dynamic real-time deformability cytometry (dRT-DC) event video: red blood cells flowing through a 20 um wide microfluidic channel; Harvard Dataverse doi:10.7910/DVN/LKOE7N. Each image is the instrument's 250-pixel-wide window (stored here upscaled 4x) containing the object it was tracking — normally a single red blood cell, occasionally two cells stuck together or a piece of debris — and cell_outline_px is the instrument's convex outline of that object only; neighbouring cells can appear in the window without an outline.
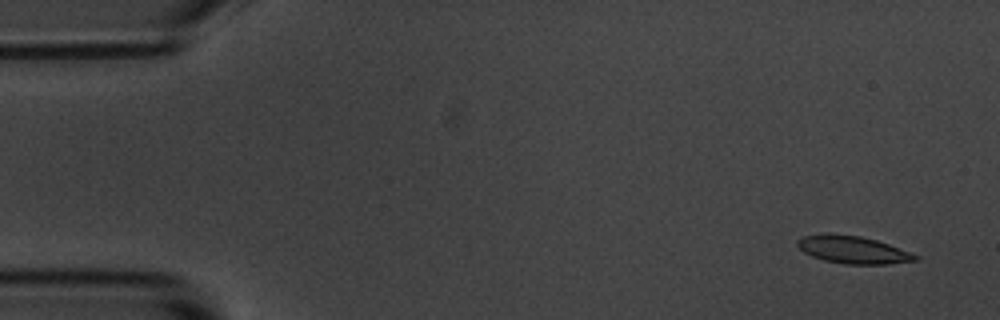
{"species": "common noctule bat (a hibernating species)", "species_latin": "Nyctalus noctula", "temperature_condition": "room temperature", "stored_images_in_passage": 10, "camera_frame_rate_fps": 3000, "um_per_image_px": 0.085, "animal": {"sex": "male", "body_mass_g": 20.1, "forearm_length_mm": 53.5}, "frame": {"image": 1, "passage_image": 1, "time_ms": 0.0, "image_size_px": [1000, 320], "cell_outline_px": [[920, 260], [888, 264], [844, 264], [824, 260], [812, 256], [804, 252], [796, 244], [796, 240], [804, 236], [860, 236], [876, 240], [888, 244], [920, 256]], "centroid_in_image_um": [72.57, 21.28], "position_along_channel_um": 12.4, "area_um2": 18.21}}
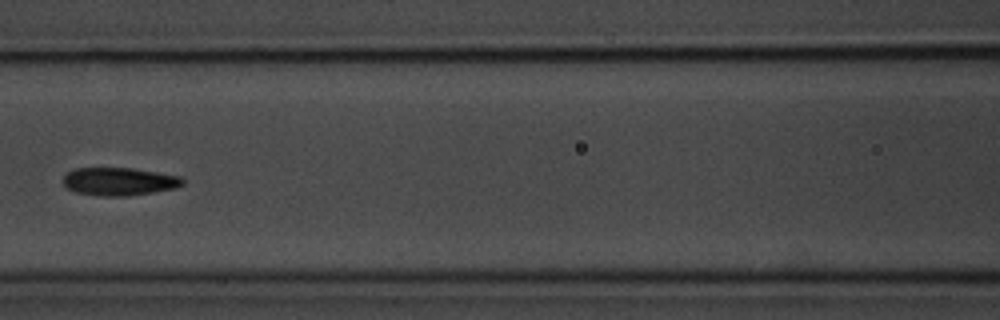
{"frame": {"image": 2, "passage_image": 7, "time_ms": 2.0, "image_size_px": [1000, 320], "cell_outline_px": [[184, 184], [176, 188], [128, 196], [96, 196], [76, 192], [64, 188], [64, 176], [68, 172], [76, 168], [132, 168], [180, 176], [184, 180]], "centroid_in_image_um": [10.11, 15.43], "position_along_channel_um": 156.5, "area_um2": 19.54}}
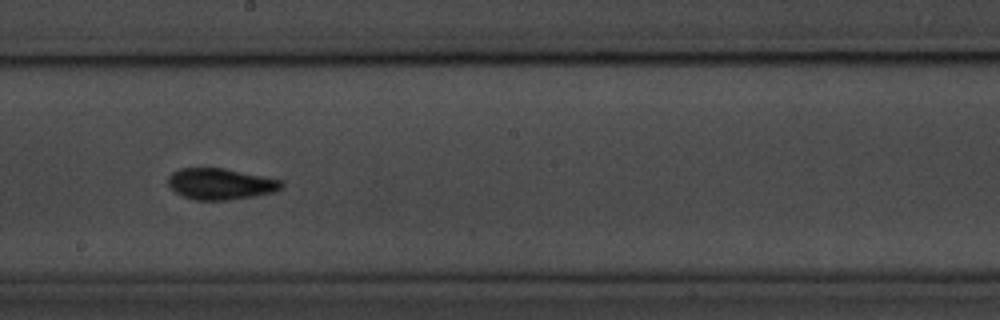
{"frame": {"image": 3, "passage_image": 9, "time_ms": 2.667, "image_size_px": [1000, 320], "cell_outline_px": [[284, 184], [276, 192], [256, 196], [228, 200], [196, 200], [180, 196], [168, 184], [168, 176], [172, 172], [180, 168], [224, 168], [284, 180]], "centroid_in_image_um": [18.76, 15.64], "position_along_channel_um": 229.4, "area_um2": 20.87}}